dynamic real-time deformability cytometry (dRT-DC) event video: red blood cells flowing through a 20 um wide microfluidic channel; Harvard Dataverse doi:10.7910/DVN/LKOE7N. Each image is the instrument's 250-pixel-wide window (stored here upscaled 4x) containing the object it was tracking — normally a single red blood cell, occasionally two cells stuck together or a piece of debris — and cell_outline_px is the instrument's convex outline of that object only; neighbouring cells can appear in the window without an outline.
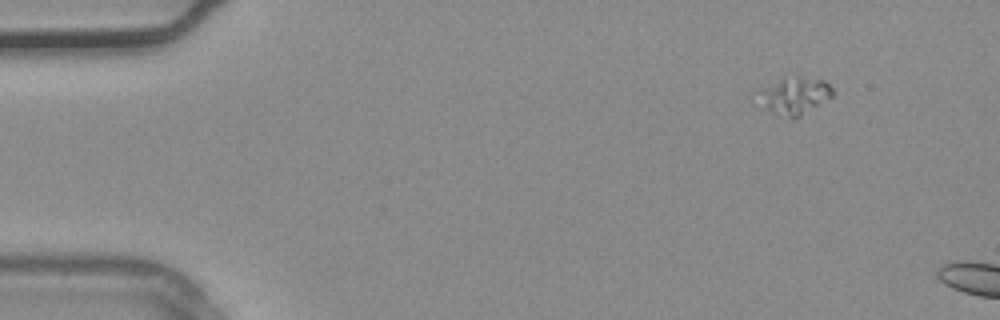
{"species": "common noctule bat (a hibernating species)", "species_latin": "Nyctalus noctula", "temperature_condition": "warm", "stored_images_in_passage": 2, "camera_frame_rate_fps": 3000, "um_per_image_px": 0.085, "animal": {"sex": "male", "body_mass_g": 20.4}, "frame": {"image": 1, "passage_image": 2, "time_ms": 0.333, "image_size_px": [1000, 320], "cell_outline_px": [[832, 96], [800, 116], [788, 116], [764, 108], [756, 88], [784, 76], [796, 76], [824, 80], [832, 88]], "centroid_in_image_um": [67.48, 8.06], "position_along_channel_um": 17.5, "area_um2": 15.84}}